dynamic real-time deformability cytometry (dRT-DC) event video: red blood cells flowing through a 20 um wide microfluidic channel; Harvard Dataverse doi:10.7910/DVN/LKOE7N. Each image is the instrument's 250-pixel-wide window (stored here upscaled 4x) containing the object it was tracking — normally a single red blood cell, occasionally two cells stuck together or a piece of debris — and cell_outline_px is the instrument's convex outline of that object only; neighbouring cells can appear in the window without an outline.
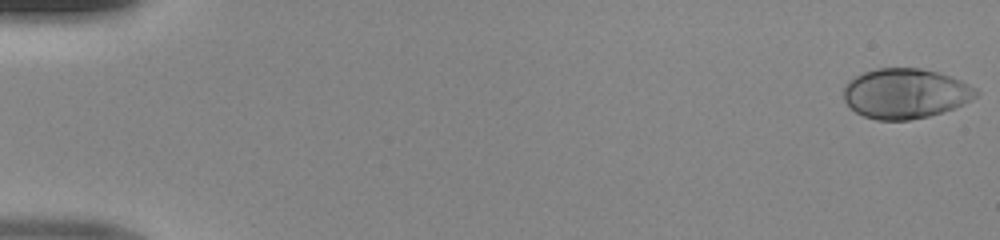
{"species": "human", "species_latin": "Homo sapiens", "temperature_condition": "room temperature", "stored_images_in_passage": 49, "camera_frame_rate_fps": 3000, "um_per_image_px": 0.085, "donor": {"sex": "male"}, "frame": {"image": 1, "passage_image": 1, "time_ms": 0.0, "image_size_px": [1000, 240], "cell_outline_px": [[980, 92], [976, 96], [964, 104], [928, 116], [908, 120], [876, 120], [864, 116], [856, 112], [844, 100], [844, 84], [848, 80], [864, 72], [880, 68], [920, 68], [936, 72], [960, 80], [976, 88]], "centroid_in_image_um": [76.94, 7.94], "position_along_channel_um": 8.1, "area_um2": 38.32}}
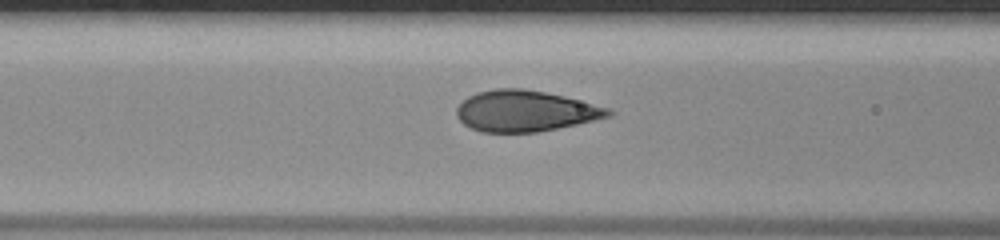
{"frame": {"image": 2, "passage_image": 21, "time_ms": 6.667, "image_size_px": [1000, 240], "cell_outline_px": [[616, 112], [612, 116], [576, 124], [536, 132], [480, 132], [464, 124], [456, 116], [456, 108], [468, 96], [476, 92], [496, 88], [524, 88], [564, 96], [612, 108]], "centroid_in_image_um": [44.67, 9.42], "position_along_channel_um": 121.9, "area_um2": 36.41}}
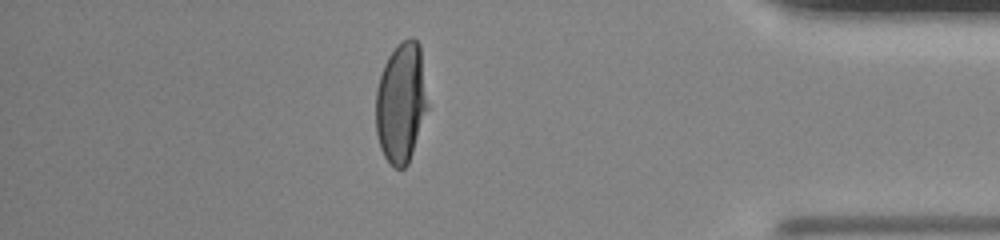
{"frame": {"image": 3, "passage_image": 43, "time_ms": 14.0, "image_size_px": [1000, 240], "cell_outline_px": [[428, 108], [408, 164], [404, 168], [396, 168], [384, 156], [380, 148], [376, 132], [376, 88], [384, 64], [388, 56], [404, 40], [412, 36], [420, 44], [428, 104]], "centroid_in_image_um": [34.09, 8.73], "position_along_channel_um": 401.1, "area_um2": 36.18}}